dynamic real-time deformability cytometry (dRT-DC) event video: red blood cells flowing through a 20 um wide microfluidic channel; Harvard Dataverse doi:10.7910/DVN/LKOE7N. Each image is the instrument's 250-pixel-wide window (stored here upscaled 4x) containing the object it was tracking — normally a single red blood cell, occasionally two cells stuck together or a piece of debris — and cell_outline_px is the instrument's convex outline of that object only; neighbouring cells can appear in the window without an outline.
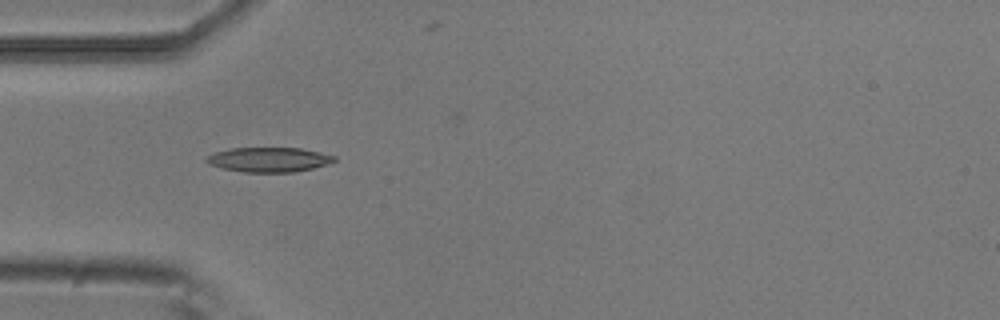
{"species": "common noctule bat (a hibernating species)", "species_latin": "Nyctalus noctula", "temperature_condition": "room temperature", "stored_images_in_passage": 8, "camera_frame_rate_fps": 3000, "um_per_image_px": 0.085, "animal": {"sex": "male", "body_mass_g": 20.5, "forearm_length_mm": 52.5}, "frame": {"image": 1, "passage_image": 7, "time_ms": 2.0, "image_size_px": [1000, 320], "cell_outline_px": [[336, 160], [328, 164], [312, 168], [292, 172], [244, 172], [224, 168], [208, 164], [204, 160], [208, 156], [216, 152], [232, 148], [300, 148], [320, 152], [336, 156]], "centroid_in_image_um": [22.87, 13.56], "position_along_channel_um": 62.1, "area_um2": 18.21}}
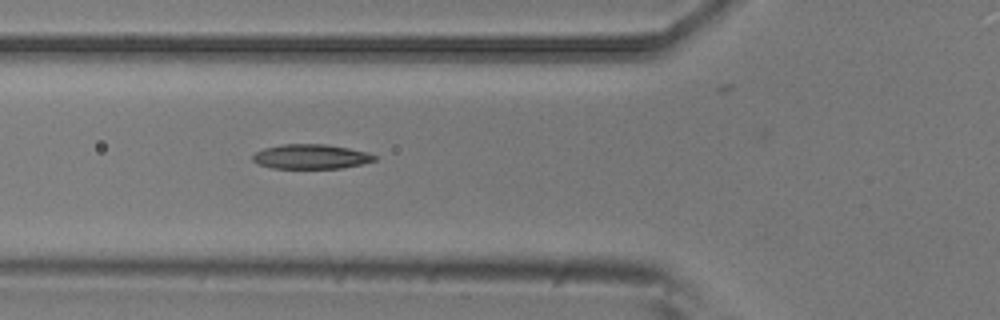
{"frame": {"image": 2, "passage_image": 8, "time_ms": 2.333, "image_size_px": [1000, 320], "cell_outline_px": [[376, 160], [360, 164], [340, 168], [272, 168], [260, 164], [252, 160], [252, 156], [256, 152], [264, 148], [284, 144], [324, 144], [348, 148], [368, 152], [376, 156]], "centroid_in_image_um": [26.43, 13.31], "position_along_channel_um": 99.4, "area_um2": 17.28}}